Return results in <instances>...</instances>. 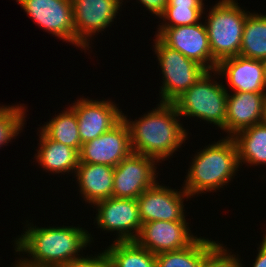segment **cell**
I'll list each match as a JSON object with an SVG mask.
<instances>
[{
	"mask_svg": "<svg viewBox=\"0 0 266 267\" xmlns=\"http://www.w3.org/2000/svg\"><path fill=\"white\" fill-rule=\"evenodd\" d=\"M179 188L172 189L157 181L145 190L136 199L142 224L152 221H187L184 200L188 201L191 197L183 188Z\"/></svg>",
	"mask_w": 266,
	"mask_h": 267,
	"instance_id": "cell-11",
	"label": "cell"
},
{
	"mask_svg": "<svg viewBox=\"0 0 266 267\" xmlns=\"http://www.w3.org/2000/svg\"><path fill=\"white\" fill-rule=\"evenodd\" d=\"M45 32L76 46L72 0H16Z\"/></svg>",
	"mask_w": 266,
	"mask_h": 267,
	"instance_id": "cell-9",
	"label": "cell"
},
{
	"mask_svg": "<svg viewBox=\"0 0 266 267\" xmlns=\"http://www.w3.org/2000/svg\"><path fill=\"white\" fill-rule=\"evenodd\" d=\"M50 139L68 145L78 152L81 150V140L78 129L77 115L69 105L65 110L54 115L49 122L39 127Z\"/></svg>",
	"mask_w": 266,
	"mask_h": 267,
	"instance_id": "cell-22",
	"label": "cell"
},
{
	"mask_svg": "<svg viewBox=\"0 0 266 267\" xmlns=\"http://www.w3.org/2000/svg\"><path fill=\"white\" fill-rule=\"evenodd\" d=\"M95 226L102 231L117 233L113 242L134 241L141 229L142 221L136 199L110 197L93 204ZM97 224V225H96Z\"/></svg>",
	"mask_w": 266,
	"mask_h": 267,
	"instance_id": "cell-7",
	"label": "cell"
},
{
	"mask_svg": "<svg viewBox=\"0 0 266 267\" xmlns=\"http://www.w3.org/2000/svg\"><path fill=\"white\" fill-rule=\"evenodd\" d=\"M187 221H152L141 225L134 240L141 247L157 255L189 246L198 235H193Z\"/></svg>",
	"mask_w": 266,
	"mask_h": 267,
	"instance_id": "cell-15",
	"label": "cell"
},
{
	"mask_svg": "<svg viewBox=\"0 0 266 267\" xmlns=\"http://www.w3.org/2000/svg\"><path fill=\"white\" fill-rule=\"evenodd\" d=\"M219 243L202 261L200 267H242L243 259ZM231 251V252H230Z\"/></svg>",
	"mask_w": 266,
	"mask_h": 267,
	"instance_id": "cell-27",
	"label": "cell"
},
{
	"mask_svg": "<svg viewBox=\"0 0 266 267\" xmlns=\"http://www.w3.org/2000/svg\"><path fill=\"white\" fill-rule=\"evenodd\" d=\"M105 250L112 267H156L155 254L135 241L112 242Z\"/></svg>",
	"mask_w": 266,
	"mask_h": 267,
	"instance_id": "cell-24",
	"label": "cell"
},
{
	"mask_svg": "<svg viewBox=\"0 0 266 267\" xmlns=\"http://www.w3.org/2000/svg\"><path fill=\"white\" fill-rule=\"evenodd\" d=\"M216 71L233 92L266 93V77L261 60L235 56L221 60Z\"/></svg>",
	"mask_w": 266,
	"mask_h": 267,
	"instance_id": "cell-16",
	"label": "cell"
},
{
	"mask_svg": "<svg viewBox=\"0 0 266 267\" xmlns=\"http://www.w3.org/2000/svg\"><path fill=\"white\" fill-rule=\"evenodd\" d=\"M132 153L129 129L122 119L111 130L82 144L79 162L116 167Z\"/></svg>",
	"mask_w": 266,
	"mask_h": 267,
	"instance_id": "cell-14",
	"label": "cell"
},
{
	"mask_svg": "<svg viewBox=\"0 0 266 267\" xmlns=\"http://www.w3.org/2000/svg\"><path fill=\"white\" fill-rule=\"evenodd\" d=\"M25 104L0 105V148L11 143L23 132L26 125L27 108ZM26 114V115H25Z\"/></svg>",
	"mask_w": 266,
	"mask_h": 267,
	"instance_id": "cell-25",
	"label": "cell"
},
{
	"mask_svg": "<svg viewBox=\"0 0 266 267\" xmlns=\"http://www.w3.org/2000/svg\"><path fill=\"white\" fill-rule=\"evenodd\" d=\"M70 106L77 115L82 144L111 130L122 120L123 111L119 109L117 103L109 98L107 100L104 98L103 100H94L88 96L87 98L82 96V98L74 100Z\"/></svg>",
	"mask_w": 266,
	"mask_h": 267,
	"instance_id": "cell-13",
	"label": "cell"
},
{
	"mask_svg": "<svg viewBox=\"0 0 266 267\" xmlns=\"http://www.w3.org/2000/svg\"><path fill=\"white\" fill-rule=\"evenodd\" d=\"M11 267H27V266H24L21 262H19L18 260H15L14 265Z\"/></svg>",
	"mask_w": 266,
	"mask_h": 267,
	"instance_id": "cell-33",
	"label": "cell"
},
{
	"mask_svg": "<svg viewBox=\"0 0 266 267\" xmlns=\"http://www.w3.org/2000/svg\"><path fill=\"white\" fill-rule=\"evenodd\" d=\"M153 49L162 74L159 102L173 103L207 71L197 62L165 45L157 36ZM161 99V100H160Z\"/></svg>",
	"mask_w": 266,
	"mask_h": 267,
	"instance_id": "cell-6",
	"label": "cell"
},
{
	"mask_svg": "<svg viewBox=\"0 0 266 267\" xmlns=\"http://www.w3.org/2000/svg\"><path fill=\"white\" fill-rule=\"evenodd\" d=\"M217 78L221 77L216 70L206 71L173 103L181 118L194 117L197 121L201 119L225 132L228 92L223 84L224 79L217 82Z\"/></svg>",
	"mask_w": 266,
	"mask_h": 267,
	"instance_id": "cell-4",
	"label": "cell"
},
{
	"mask_svg": "<svg viewBox=\"0 0 266 267\" xmlns=\"http://www.w3.org/2000/svg\"><path fill=\"white\" fill-rule=\"evenodd\" d=\"M29 222L23 225L24 233L11 241L15 253L20 255L16 259L27 267H62L81 257L83 250L94 242L93 234L80 225L38 227Z\"/></svg>",
	"mask_w": 266,
	"mask_h": 267,
	"instance_id": "cell-1",
	"label": "cell"
},
{
	"mask_svg": "<svg viewBox=\"0 0 266 267\" xmlns=\"http://www.w3.org/2000/svg\"><path fill=\"white\" fill-rule=\"evenodd\" d=\"M260 242L261 243L257 247V255L255 256L256 258L253 260L254 263H252V267H266V232ZM244 266L245 265H242V267Z\"/></svg>",
	"mask_w": 266,
	"mask_h": 267,
	"instance_id": "cell-30",
	"label": "cell"
},
{
	"mask_svg": "<svg viewBox=\"0 0 266 267\" xmlns=\"http://www.w3.org/2000/svg\"><path fill=\"white\" fill-rule=\"evenodd\" d=\"M261 123L266 125V97L263 102V110H262V118H261Z\"/></svg>",
	"mask_w": 266,
	"mask_h": 267,
	"instance_id": "cell-32",
	"label": "cell"
},
{
	"mask_svg": "<svg viewBox=\"0 0 266 267\" xmlns=\"http://www.w3.org/2000/svg\"><path fill=\"white\" fill-rule=\"evenodd\" d=\"M238 4L237 0H219L208 13L204 8L210 49L217 64L240 53L245 21L251 12Z\"/></svg>",
	"mask_w": 266,
	"mask_h": 267,
	"instance_id": "cell-5",
	"label": "cell"
},
{
	"mask_svg": "<svg viewBox=\"0 0 266 267\" xmlns=\"http://www.w3.org/2000/svg\"><path fill=\"white\" fill-rule=\"evenodd\" d=\"M124 1L128 2L127 0H122V2ZM137 2H140V4L143 5V7L148 10L152 16L154 15L156 18H159L165 11L168 0H137Z\"/></svg>",
	"mask_w": 266,
	"mask_h": 267,
	"instance_id": "cell-29",
	"label": "cell"
},
{
	"mask_svg": "<svg viewBox=\"0 0 266 267\" xmlns=\"http://www.w3.org/2000/svg\"><path fill=\"white\" fill-rule=\"evenodd\" d=\"M156 29L155 36L165 45L197 62L207 71L216 70L217 63L213 60L204 20L193 25Z\"/></svg>",
	"mask_w": 266,
	"mask_h": 267,
	"instance_id": "cell-10",
	"label": "cell"
},
{
	"mask_svg": "<svg viewBox=\"0 0 266 267\" xmlns=\"http://www.w3.org/2000/svg\"><path fill=\"white\" fill-rule=\"evenodd\" d=\"M135 118L128 119L122 113V119L129 129L133 153L152 157L160 164L163 161V164L187 143L185 141L190 134L180 122L183 118L174 103L159 102L154 109Z\"/></svg>",
	"mask_w": 266,
	"mask_h": 267,
	"instance_id": "cell-2",
	"label": "cell"
},
{
	"mask_svg": "<svg viewBox=\"0 0 266 267\" xmlns=\"http://www.w3.org/2000/svg\"><path fill=\"white\" fill-rule=\"evenodd\" d=\"M37 135L40 139H38L37 154L35 152L34 158L40 165L39 168L52 174L71 175L73 173L74 176L79 163V152L68 145L50 139L41 129L39 130V127Z\"/></svg>",
	"mask_w": 266,
	"mask_h": 267,
	"instance_id": "cell-19",
	"label": "cell"
},
{
	"mask_svg": "<svg viewBox=\"0 0 266 267\" xmlns=\"http://www.w3.org/2000/svg\"><path fill=\"white\" fill-rule=\"evenodd\" d=\"M122 6V0H72L76 47L86 53L93 37L111 26Z\"/></svg>",
	"mask_w": 266,
	"mask_h": 267,
	"instance_id": "cell-8",
	"label": "cell"
},
{
	"mask_svg": "<svg viewBox=\"0 0 266 267\" xmlns=\"http://www.w3.org/2000/svg\"><path fill=\"white\" fill-rule=\"evenodd\" d=\"M205 0H168L167 6L204 7Z\"/></svg>",
	"mask_w": 266,
	"mask_h": 267,
	"instance_id": "cell-31",
	"label": "cell"
},
{
	"mask_svg": "<svg viewBox=\"0 0 266 267\" xmlns=\"http://www.w3.org/2000/svg\"><path fill=\"white\" fill-rule=\"evenodd\" d=\"M79 196L88 206L113 196L114 167L102 164L78 163L74 176Z\"/></svg>",
	"mask_w": 266,
	"mask_h": 267,
	"instance_id": "cell-18",
	"label": "cell"
},
{
	"mask_svg": "<svg viewBox=\"0 0 266 267\" xmlns=\"http://www.w3.org/2000/svg\"><path fill=\"white\" fill-rule=\"evenodd\" d=\"M156 165V159L136 153L123 159L114 167L113 197L137 199L158 181Z\"/></svg>",
	"mask_w": 266,
	"mask_h": 267,
	"instance_id": "cell-12",
	"label": "cell"
},
{
	"mask_svg": "<svg viewBox=\"0 0 266 267\" xmlns=\"http://www.w3.org/2000/svg\"><path fill=\"white\" fill-rule=\"evenodd\" d=\"M261 62H262L263 69H264V74H265V77H266V58H263V59L261 60Z\"/></svg>",
	"mask_w": 266,
	"mask_h": 267,
	"instance_id": "cell-34",
	"label": "cell"
},
{
	"mask_svg": "<svg viewBox=\"0 0 266 267\" xmlns=\"http://www.w3.org/2000/svg\"><path fill=\"white\" fill-rule=\"evenodd\" d=\"M233 139L238 150V161L248 167L266 165V125L257 123L237 132ZM250 165V166H249Z\"/></svg>",
	"mask_w": 266,
	"mask_h": 267,
	"instance_id": "cell-20",
	"label": "cell"
},
{
	"mask_svg": "<svg viewBox=\"0 0 266 267\" xmlns=\"http://www.w3.org/2000/svg\"><path fill=\"white\" fill-rule=\"evenodd\" d=\"M204 8L205 7L166 6L165 11L159 17L161 23L157 26L177 27L199 23L204 17Z\"/></svg>",
	"mask_w": 266,
	"mask_h": 267,
	"instance_id": "cell-26",
	"label": "cell"
},
{
	"mask_svg": "<svg viewBox=\"0 0 266 267\" xmlns=\"http://www.w3.org/2000/svg\"><path fill=\"white\" fill-rule=\"evenodd\" d=\"M225 88L228 92L225 121L226 136L233 137L237 132L261 123L266 93L231 92L229 87L225 86Z\"/></svg>",
	"mask_w": 266,
	"mask_h": 267,
	"instance_id": "cell-17",
	"label": "cell"
},
{
	"mask_svg": "<svg viewBox=\"0 0 266 267\" xmlns=\"http://www.w3.org/2000/svg\"><path fill=\"white\" fill-rule=\"evenodd\" d=\"M62 267H112V264L106 250H103L94 255L85 256L83 254L81 257L64 264Z\"/></svg>",
	"mask_w": 266,
	"mask_h": 267,
	"instance_id": "cell-28",
	"label": "cell"
},
{
	"mask_svg": "<svg viewBox=\"0 0 266 267\" xmlns=\"http://www.w3.org/2000/svg\"><path fill=\"white\" fill-rule=\"evenodd\" d=\"M189 162L182 188L195 198L200 194L219 191L229 185L240 171L237 145L233 137H222L196 151ZM184 185V186H183Z\"/></svg>",
	"mask_w": 266,
	"mask_h": 267,
	"instance_id": "cell-3",
	"label": "cell"
},
{
	"mask_svg": "<svg viewBox=\"0 0 266 267\" xmlns=\"http://www.w3.org/2000/svg\"><path fill=\"white\" fill-rule=\"evenodd\" d=\"M239 56L266 58V14L251 12L245 21Z\"/></svg>",
	"mask_w": 266,
	"mask_h": 267,
	"instance_id": "cell-23",
	"label": "cell"
},
{
	"mask_svg": "<svg viewBox=\"0 0 266 267\" xmlns=\"http://www.w3.org/2000/svg\"><path fill=\"white\" fill-rule=\"evenodd\" d=\"M219 243L200 235L185 248L155 255L156 267H200L203 259Z\"/></svg>",
	"mask_w": 266,
	"mask_h": 267,
	"instance_id": "cell-21",
	"label": "cell"
}]
</instances>
